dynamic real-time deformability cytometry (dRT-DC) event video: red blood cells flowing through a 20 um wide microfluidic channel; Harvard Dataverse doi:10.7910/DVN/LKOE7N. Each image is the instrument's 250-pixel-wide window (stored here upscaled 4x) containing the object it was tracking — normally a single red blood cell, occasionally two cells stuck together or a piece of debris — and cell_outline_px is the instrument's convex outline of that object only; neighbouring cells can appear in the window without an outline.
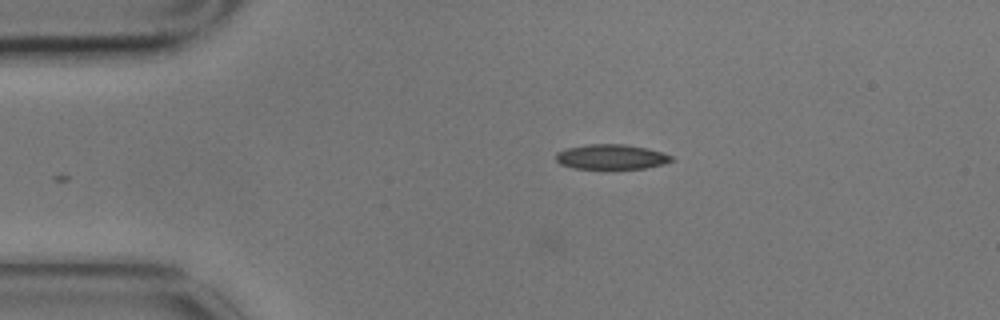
{"species": "common noctule bat (a hibernating species)", "species_latin": "Nyctalus noctula", "temperature_condition": "cold", "stored_images_in_passage": 8, "camera_frame_rate_fps": 3000, "um_per_image_px": 0.085, "animal": {"sex": "male", "body_mass_g": 17.9}, "frame": {"image": 1, "passage_image": 4, "time_ms": 1.0, "image_size_px": [1000, 320], "cell_outline_px": [[676, 160], [664, 164], [644, 168], [572, 168], [560, 164], [556, 160], [556, 152], [564, 148], [588, 144], [624, 144], [644, 148], [660, 152], [672, 156]], "centroid_in_image_um": [51.93, 13.33], "position_along_channel_um": 33.1, "area_um2": 16.7}}
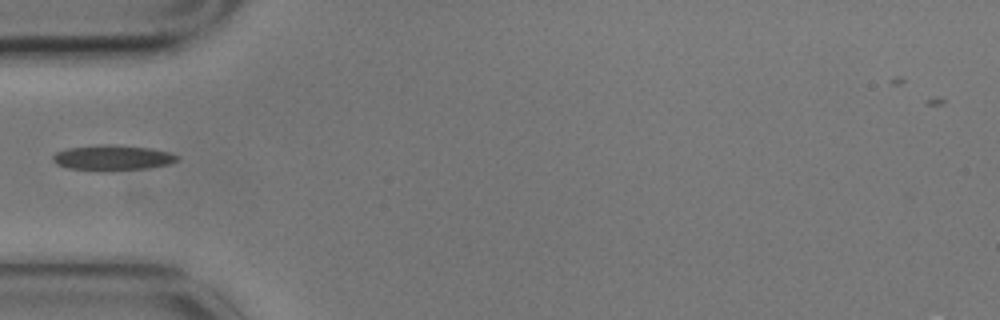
{"frame": {"image": 2, "passage_image": 6, "time_ms": 1.667, "image_size_px": [1000, 320], "cell_outline_px": [[180, 160], [168, 164], [148, 168], [100, 172], [68, 168], [56, 164], [52, 160], [52, 156], [56, 152], [64, 148], [100, 144], [112, 144], [152, 148], [168, 152], [180, 156]], "centroid_in_image_um": [9.54, 13.41], "position_along_channel_um": 75.5, "area_um2": 18.9}}